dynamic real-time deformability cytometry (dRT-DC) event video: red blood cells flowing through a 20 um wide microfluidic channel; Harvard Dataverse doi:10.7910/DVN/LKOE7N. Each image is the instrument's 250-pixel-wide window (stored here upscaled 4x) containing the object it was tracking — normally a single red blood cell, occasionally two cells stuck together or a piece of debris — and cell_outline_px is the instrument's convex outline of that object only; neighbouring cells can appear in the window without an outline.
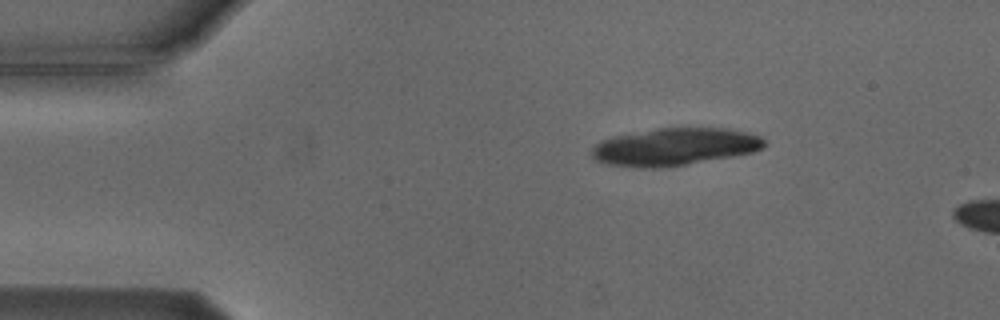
{"species": "Egyptian fruit bat (a non-hibernating species)", "species_latin": "Rousettus aegyptiacus", "temperature_condition": "cold", "stored_images_in_passage": 6, "segment_of_instrument_passage": [2, 2], "camera_frame_rate_fps": 3000, "um_per_image_px": 0.085, "animal": {"sex": "male"}, "frame": {"image": 1, "passage_image": 6, "time_ms": 6.0, "image_size_px": [1000, 320], "cell_outline_px": [[768, 144], [764, 148], [752, 152], [732, 156], [688, 164], [664, 168], [640, 168], [604, 164], [596, 160], [592, 156], [592, 148], [600, 140], [616, 136], [656, 128], [724, 128], [748, 132], [760, 136]], "centroid_in_image_um": [57.35, 12.49], "position_along_channel_um": 27.7, "area_um2": 37.8}}